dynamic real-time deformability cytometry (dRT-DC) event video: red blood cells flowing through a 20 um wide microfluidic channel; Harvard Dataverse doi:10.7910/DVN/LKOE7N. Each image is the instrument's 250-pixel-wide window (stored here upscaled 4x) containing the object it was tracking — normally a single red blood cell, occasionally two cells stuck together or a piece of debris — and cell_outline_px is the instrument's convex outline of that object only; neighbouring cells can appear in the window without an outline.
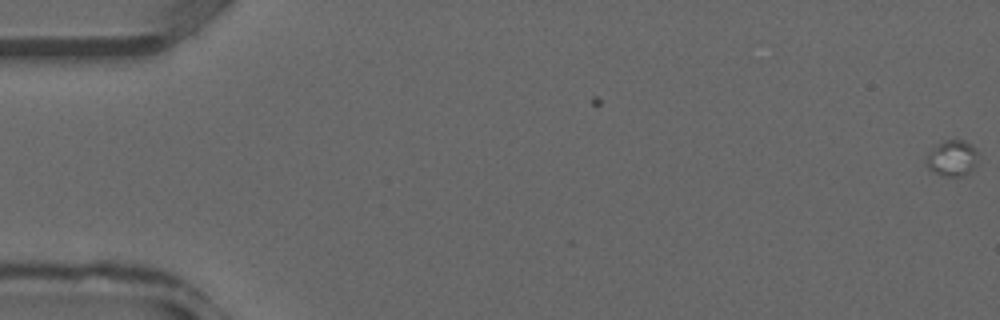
{"species": "common noctule bat (a hibernating species)", "species_latin": "Nyctalus noctula", "temperature_condition": "warm", "stored_images_in_passage": 2, "camera_frame_rate_fps": 3000, "um_per_image_px": 0.085, "animal": {"sex": "male", "forearm_length_mm": 52.5}, "frame": {"image": 1, "passage_image": 2, "time_ms": 0.333, "image_size_px": [1000, 320], "cell_outline_px": [[976, 164], [968, 172], [960, 176], [948, 176], [936, 172], [928, 168], [928, 152], [936, 144], [944, 140], [964, 140], [972, 144], [976, 152]], "centroid_in_image_um": [80.94, 13.41], "position_along_channel_um": 4.1, "area_um2": 10.46}}